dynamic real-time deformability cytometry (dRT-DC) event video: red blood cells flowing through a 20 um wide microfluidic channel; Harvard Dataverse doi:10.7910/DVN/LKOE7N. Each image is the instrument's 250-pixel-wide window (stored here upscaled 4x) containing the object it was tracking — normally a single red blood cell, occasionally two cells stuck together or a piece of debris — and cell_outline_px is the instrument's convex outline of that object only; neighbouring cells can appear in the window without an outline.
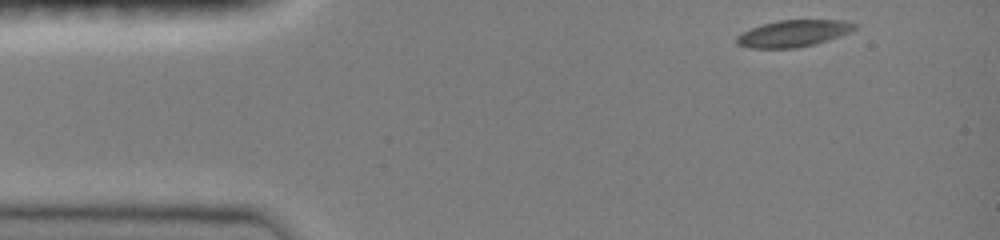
{"species": "common noctule bat (a hibernating species)", "species_latin": "Nyctalus noctula", "temperature_condition": "room temperature", "stored_images_in_passage": 7, "camera_frame_rate_fps": 3000, "um_per_image_px": 0.085, "animal": {"sex": "female", "body_mass_g": 19.0, "forearm_length_mm": 51.5}, "frame": {"image": 1, "passage_image": 1, "time_ms": 0.0, "image_size_px": [1000, 240], "cell_outline_px": [[856, 28], [840, 36], [816, 44], [796, 48], [748, 48], [736, 44], [736, 36], [752, 28], [776, 20], [844, 20], [856, 24]], "centroid_in_image_um": [67.43, 2.85], "position_along_channel_um": 17.6, "area_um2": 18.32}}